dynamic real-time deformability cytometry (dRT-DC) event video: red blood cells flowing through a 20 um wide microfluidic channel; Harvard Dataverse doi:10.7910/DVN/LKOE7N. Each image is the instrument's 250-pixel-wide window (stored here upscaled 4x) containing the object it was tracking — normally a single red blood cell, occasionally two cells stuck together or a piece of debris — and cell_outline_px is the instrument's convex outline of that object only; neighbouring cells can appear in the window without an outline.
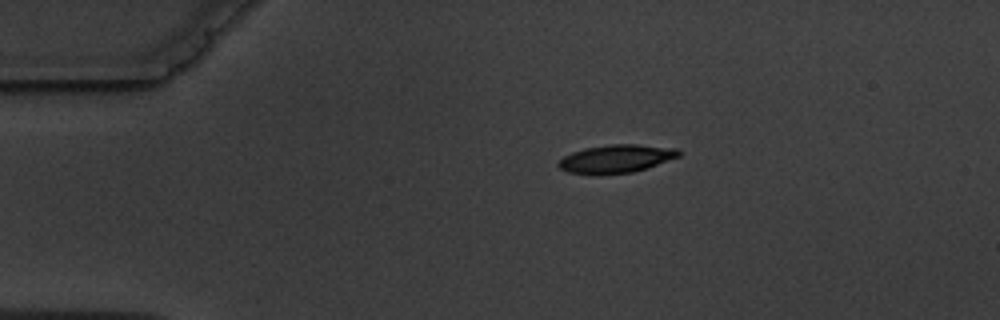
{"species": "common noctule bat (a hibernating species)", "species_latin": "Nyctalus noctula", "temperature_condition": "warm", "stored_images_in_passage": 2, "camera_frame_rate_fps": 3000, "um_per_image_px": 0.085, "animal": {"sex": "male", "body_mass_g": 19.5, "forearm_length_mm": 54.6}, "frame": {"image": 1, "passage_image": 2, "time_ms": 1.333, "image_size_px": [1000, 320], "cell_outline_px": [[684, 152], [680, 156], [648, 168], [632, 172], [596, 176], [568, 172], [560, 168], [556, 164], [564, 156], [572, 152], [584, 148], [612, 144], [636, 144], [676, 148]], "centroid_in_image_um": [52.38, 13.51], "position_along_channel_um": 32.6, "area_um2": 20.11}}